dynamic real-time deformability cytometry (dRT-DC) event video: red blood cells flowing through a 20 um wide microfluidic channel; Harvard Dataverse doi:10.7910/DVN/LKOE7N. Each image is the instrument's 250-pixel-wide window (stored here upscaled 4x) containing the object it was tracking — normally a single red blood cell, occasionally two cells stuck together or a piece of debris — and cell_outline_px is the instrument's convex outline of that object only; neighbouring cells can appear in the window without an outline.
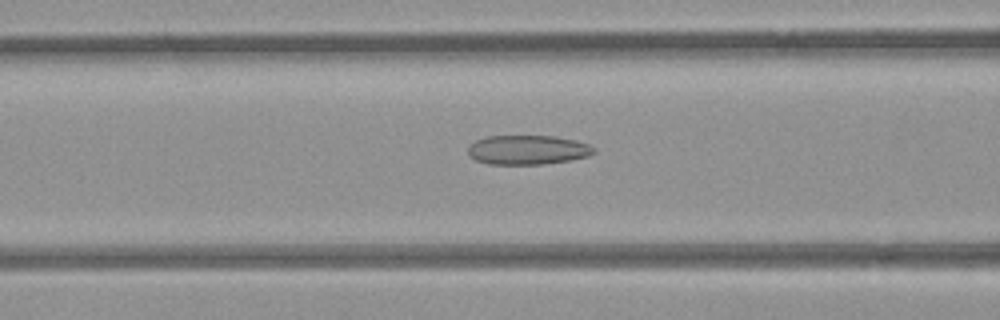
{"species": "common noctule bat (a hibernating species)", "species_latin": "Nyctalus noctula", "temperature_condition": "room temperature", "stored_images_in_passage": 47, "camera_frame_rate_fps": 3000, "um_per_image_px": 0.085, "animal": {"sex": "female", "body_mass_g": 21.9}, "frame": {"image": 1, "passage_image": 15, "time_ms": 4.667, "image_size_px": [1000, 320], "cell_outline_px": [[596, 152], [588, 156], [572, 160], [544, 164], [488, 164], [476, 160], [468, 156], [468, 148], [476, 140], [488, 136], [556, 136], [576, 140], [588, 144], [596, 148]], "centroid_in_image_um": [44.88, 12.74], "position_along_channel_um": 121.7, "area_um2": 21.68}}
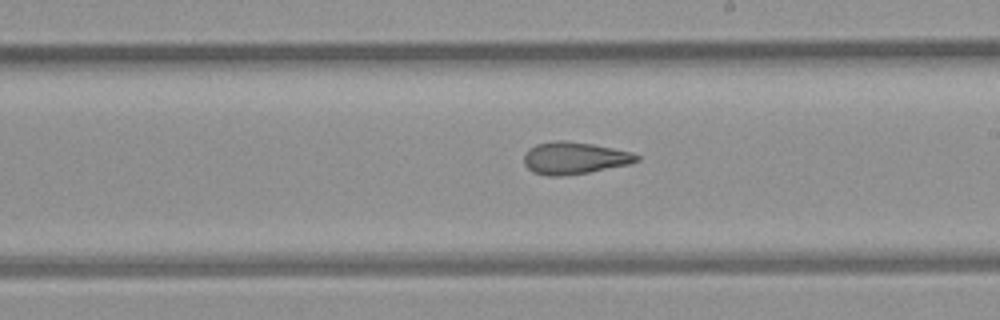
{"frame": {"image": 2, "passage_image": 24, "time_ms": 7.667, "image_size_px": [1000, 320], "cell_outline_px": [[640, 160], [628, 164], [588, 172], [560, 176], [548, 176], [532, 172], [524, 164], [524, 156], [528, 148], [536, 144], [556, 140], [564, 140], [592, 144], [632, 152], [640, 156]], "centroid_in_image_um": [48.79, 13.43], "position_along_channel_um": 240.2, "area_um2": 21.04}}
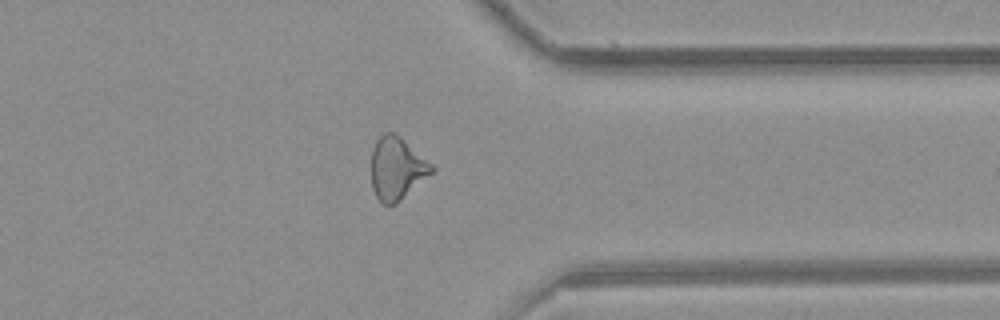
{"frame": {"image": 3, "passage_image": 35, "time_ms": 11.333, "image_size_px": [1000, 320], "cell_outline_px": [[436, 168], [432, 172], [396, 204], [384, 204], [376, 196], [372, 188], [372, 148], [376, 140], [384, 132], [392, 132], [400, 136], [432, 164]], "centroid_in_image_um": [33.72, 14.29], "position_along_channel_um": 377.7, "area_um2": 21.73}, "authors_computed_cell_mechanics": {"area_um2": 21.7906, "velocity_mm_per_s": 3.9449, "shape_relaxation_time_tau1_ms": null, "shape_relaxation_time_tau2_ms": 2.6721, "deformation_change_tau1": null, "deformation_change_tau2": 0.1065}}